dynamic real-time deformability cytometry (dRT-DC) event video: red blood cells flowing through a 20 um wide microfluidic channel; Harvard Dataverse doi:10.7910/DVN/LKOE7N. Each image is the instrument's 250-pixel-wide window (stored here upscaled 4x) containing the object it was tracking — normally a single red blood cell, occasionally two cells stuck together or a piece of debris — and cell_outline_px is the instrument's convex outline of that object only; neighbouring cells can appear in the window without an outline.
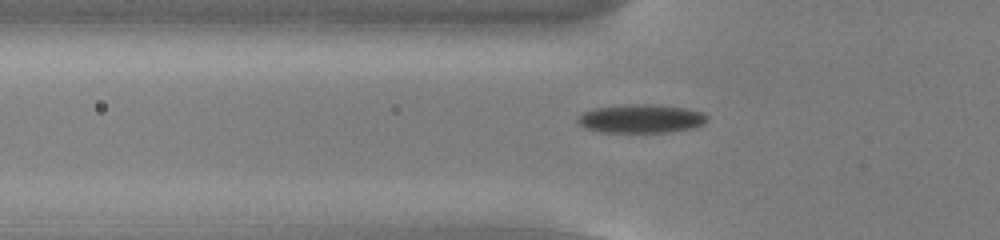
{"species": "common noctule bat (a hibernating species)", "species_latin": "Nyctalus noctula", "temperature_condition": "cold", "stored_images_in_passage": 55, "camera_frame_rate_fps": 3000, "um_per_image_px": 0.085, "animal": {"sex": "male", "body_mass_g": 13.0, "forearm_length_mm": 53.1}, "frame": {"image": 1, "passage_image": 19, "time_ms": 6.0, "image_size_px": [1000, 240], "cell_outline_px": [[708, 120], [704, 124], [692, 128], [672, 132], [600, 132], [584, 128], [576, 120], [584, 112], [596, 108], [632, 104], [652, 104], [684, 108], [704, 112], [708, 116]], "centroid_in_image_um": [54.53, 10.09], "position_along_channel_um": 71.3, "area_um2": 21.56}}
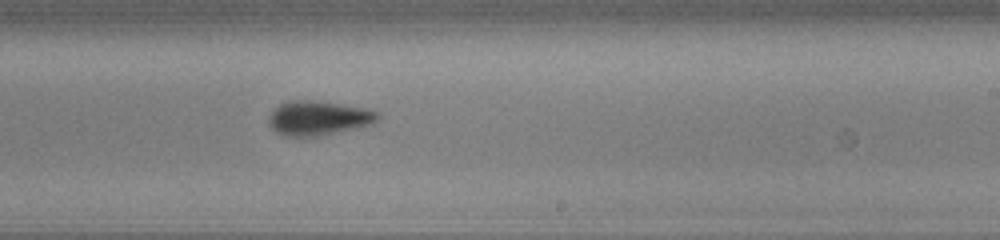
{"frame": {"image": 2, "passage_image": 34, "time_ms": 11.0, "image_size_px": [1000, 240], "cell_outline_px": [[380, 116], [372, 124], [336, 132], [316, 136], [284, 136], [276, 132], [268, 124], [268, 116], [280, 104], [296, 100], [312, 100], [340, 104], [360, 108], [376, 112]], "centroid_in_image_um": [27.0, 10.04], "position_along_channel_um": 262.0, "area_um2": 21.33}}
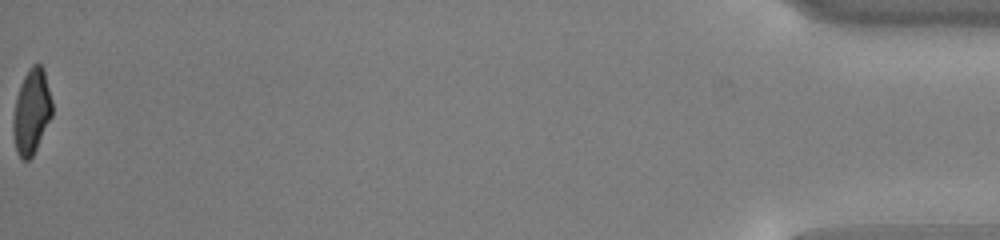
{"frame": {"image": 3, "passage_image": 55, "time_ms": 18.0, "image_size_px": [1000, 240], "cell_outline_px": [[52, 116], [32, 156], [28, 160], [24, 160], [20, 156], [16, 148], [12, 132], [12, 120], [16, 96], [20, 84], [28, 68], [32, 64], [40, 64], [44, 68], [52, 100]], "centroid_in_image_um": [2.68, 9.44], "position_along_channel_um": 432.5, "area_um2": 19.36}, "authors_computed_cell_mechanics": {"area_um2": 20.808, "velocity_mm_per_s": 3.826, "shape_relaxation_time_tau1_ms": 2.7159, "shape_relaxation_time_tau2_ms": 3.7715, "deformation_change_tau1": 0.1159, "deformation_change_tau2": 0.079}}